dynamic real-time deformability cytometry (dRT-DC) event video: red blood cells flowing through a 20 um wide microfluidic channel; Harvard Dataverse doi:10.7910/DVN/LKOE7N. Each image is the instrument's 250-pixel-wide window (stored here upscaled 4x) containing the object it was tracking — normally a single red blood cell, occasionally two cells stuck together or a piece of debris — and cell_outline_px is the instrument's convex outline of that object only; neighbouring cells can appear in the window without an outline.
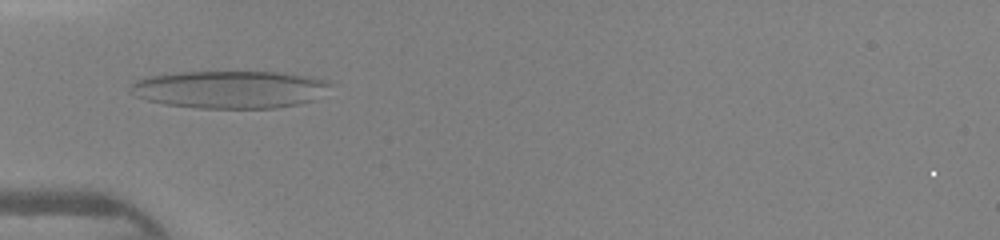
{"species": "human", "species_latin": "Homo sapiens", "temperature_condition": "warm", "stored_images_in_passage": 45, "camera_frame_rate_fps": 3000, "um_per_image_px": 0.085, "donor": {"sex": "female"}, "frame": {"image": 1, "passage_image": 15, "time_ms": 4.667, "image_size_px": [1000, 240], "cell_outline_px": [[332, 84], [312, 100], [296, 104], [276, 108], [200, 108], [164, 104], [148, 100], [136, 96], [128, 88], [136, 80], [144, 76], [176, 72], [280, 72], [312, 76], [328, 80]], "centroid_in_image_um": [19.49, 7.59], "position_along_channel_um": 65.5, "area_um2": 43.81}}
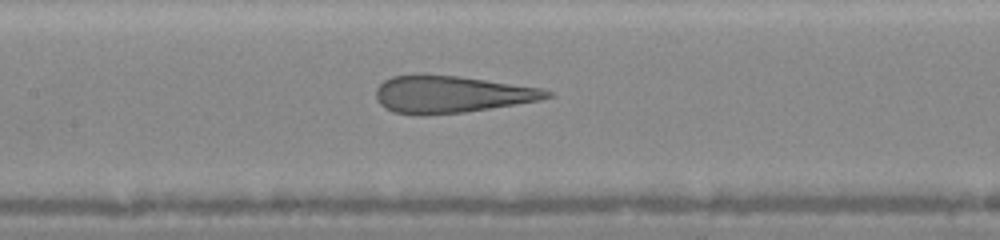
{"frame": {"image": 2, "passage_image": 22, "time_ms": 7.0, "image_size_px": [1000, 240], "cell_outline_px": [[552, 96], [540, 100], [464, 112], [424, 116], [392, 112], [384, 108], [376, 100], [376, 88], [384, 80], [392, 76], [416, 72], [460, 76], [540, 88], [552, 92]], "centroid_in_image_um": [38.26, 8.0], "position_along_channel_um": 169.1, "area_um2": 37.45}}
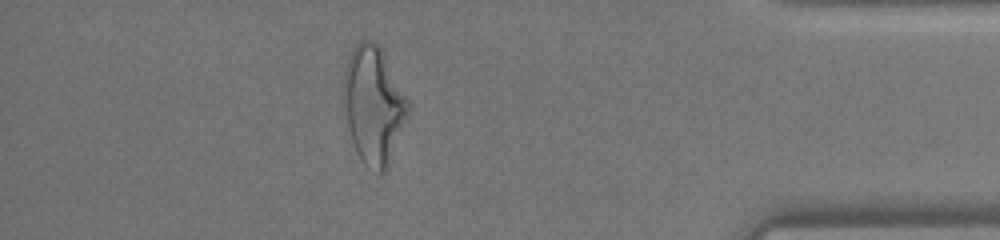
{"frame": {"image": 3, "passage_image": 40, "time_ms": 13.0, "image_size_px": [1000, 240], "cell_outline_px": [[412, 108], [388, 164], [384, 172], [376, 172], [364, 164], [356, 152], [348, 128], [344, 92], [344, 72], [352, 48], [360, 40], [372, 40], [380, 48], [412, 104]], "centroid_in_image_um": [31.79, 8.92], "position_along_channel_um": 403.4, "area_um2": 43.75}}